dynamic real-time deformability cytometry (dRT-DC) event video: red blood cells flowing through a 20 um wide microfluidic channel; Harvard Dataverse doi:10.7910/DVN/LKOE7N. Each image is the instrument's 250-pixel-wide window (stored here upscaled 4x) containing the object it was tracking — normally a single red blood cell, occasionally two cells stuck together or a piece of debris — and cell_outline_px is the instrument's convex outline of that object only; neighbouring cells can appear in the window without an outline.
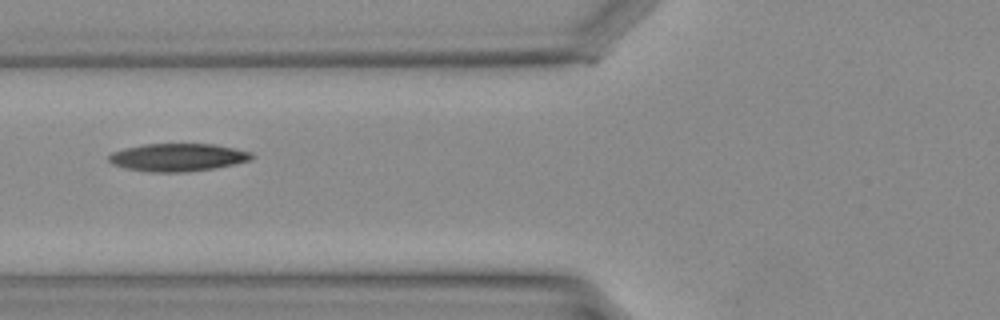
{"species": "Egyptian fruit bat (a non-hibernating species)", "species_latin": "Rousettus aegyptiacus", "temperature_condition": "warm", "stored_images_in_passage": 27, "camera_frame_rate_fps": 3000, "um_per_image_px": 0.085, "animal": {"sex": "female"}, "frame": {"image": 1, "passage_image": 5, "time_ms": 1.333, "image_size_px": [1000, 320], "cell_outline_px": [[252, 156], [248, 160], [216, 168], [188, 172], [152, 172], [128, 168], [116, 164], [108, 160], [108, 156], [112, 152], [124, 148], [144, 144], [212, 144], [252, 152]], "centroid_in_image_um": [15.09, 13.37], "position_along_channel_um": 110.7, "area_um2": 22.77}}
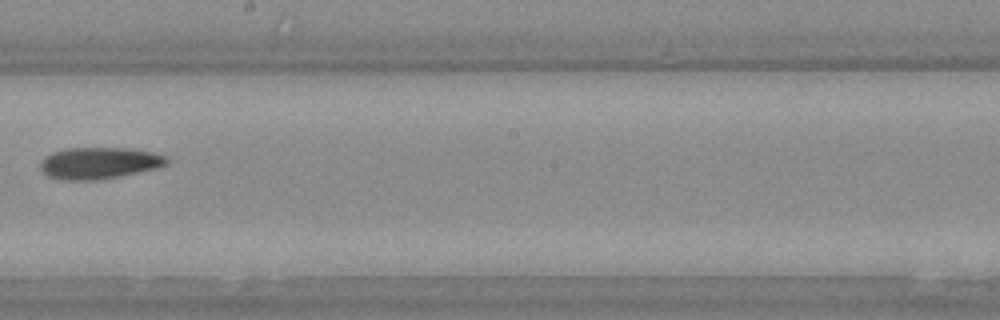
{"frame": {"image": 2, "passage_image": 12, "time_ms": 3.667, "image_size_px": [1000, 320], "cell_outline_px": [[168, 164], [160, 168], [100, 180], [60, 180], [48, 176], [40, 168], [40, 160], [52, 152], [68, 148], [128, 148], [152, 152], [164, 156], [168, 160]], "centroid_in_image_um": [8.43, 13.87], "position_along_channel_um": 239.8, "area_um2": 23.47}}